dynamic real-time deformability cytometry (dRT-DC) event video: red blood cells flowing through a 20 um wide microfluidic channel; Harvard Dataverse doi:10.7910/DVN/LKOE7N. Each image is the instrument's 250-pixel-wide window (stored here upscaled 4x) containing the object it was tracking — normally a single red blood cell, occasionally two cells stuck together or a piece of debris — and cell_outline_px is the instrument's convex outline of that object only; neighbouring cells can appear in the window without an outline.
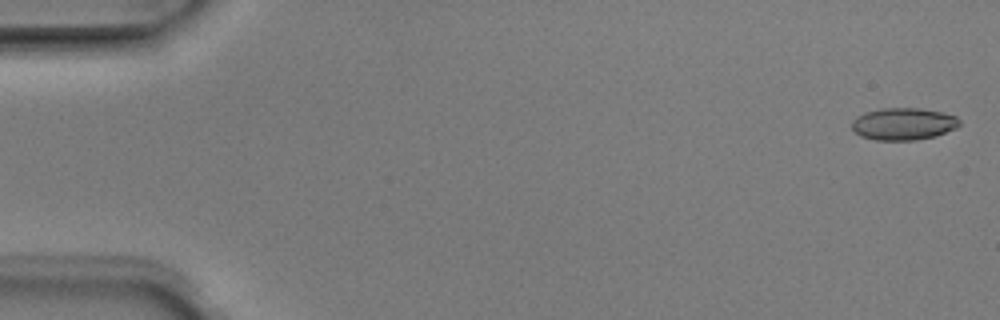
{"species": "Egyptian fruit bat (a non-hibernating species)", "species_latin": "Rousettus aegyptiacus", "temperature_condition": "room temperature", "stored_images_in_passage": 6, "segment_of_instrument_passage": [1, 2], "camera_frame_rate_fps": 3000, "um_per_image_px": 0.085, "animal": {"sex": "male"}, "frame": {"image": 1, "passage_image": 1, "time_ms": 0.0, "image_size_px": [1000, 320], "cell_outline_px": [[960, 124], [956, 128], [936, 136], [916, 140], [876, 140], [860, 136], [852, 128], [852, 120], [856, 116], [864, 112], [880, 108], [920, 108], [944, 112], [956, 116], [960, 120]], "centroid_in_image_um": [76.79, 10.52], "position_along_channel_um": 8.2, "area_um2": 20.4}}